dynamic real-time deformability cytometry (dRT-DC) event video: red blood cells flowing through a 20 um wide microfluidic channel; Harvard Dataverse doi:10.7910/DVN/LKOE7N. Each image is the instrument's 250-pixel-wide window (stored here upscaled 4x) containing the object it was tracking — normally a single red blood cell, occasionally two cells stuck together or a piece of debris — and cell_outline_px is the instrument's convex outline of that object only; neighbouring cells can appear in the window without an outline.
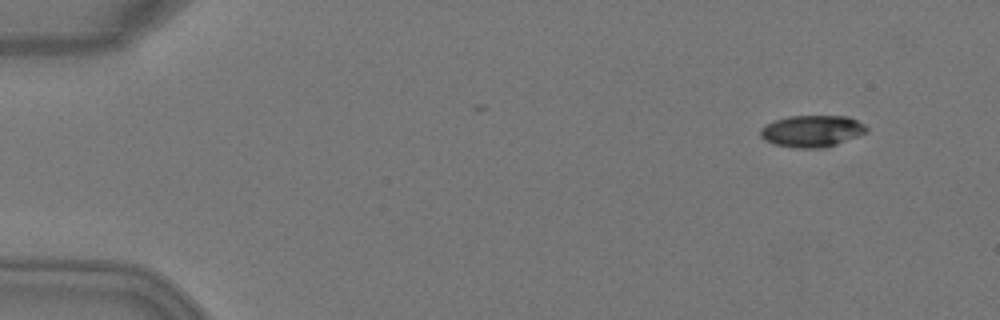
{"species": "Egyptian fruit bat (a non-hibernating species)", "species_latin": "Rousettus aegyptiacus", "temperature_condition": "warm", "stored_images_in_passage": 5, "segment_of_instrument_passage": [1, 2], "camera_frame_rate_fps": 3000, "um_per_image_px": 0.085, "animal": {"sex": "female"}, "frame": {"image": 1, "passage_image": 1, "time_ms": 0.0, "image_size_px": [1000, 320], "cell_outline_px": [[868, 132], [836, 144], [824, 148], [796, 148], [772, 144], [764, 140], [760, 136], [760, 128], [776, 120], [788, 116], [848, 116], [864, 124], [868, 128]], "centroid_in_image_um": [69.01, 11.15], "position_along_channel_um": 16.0, "area_um2": 19.65}}